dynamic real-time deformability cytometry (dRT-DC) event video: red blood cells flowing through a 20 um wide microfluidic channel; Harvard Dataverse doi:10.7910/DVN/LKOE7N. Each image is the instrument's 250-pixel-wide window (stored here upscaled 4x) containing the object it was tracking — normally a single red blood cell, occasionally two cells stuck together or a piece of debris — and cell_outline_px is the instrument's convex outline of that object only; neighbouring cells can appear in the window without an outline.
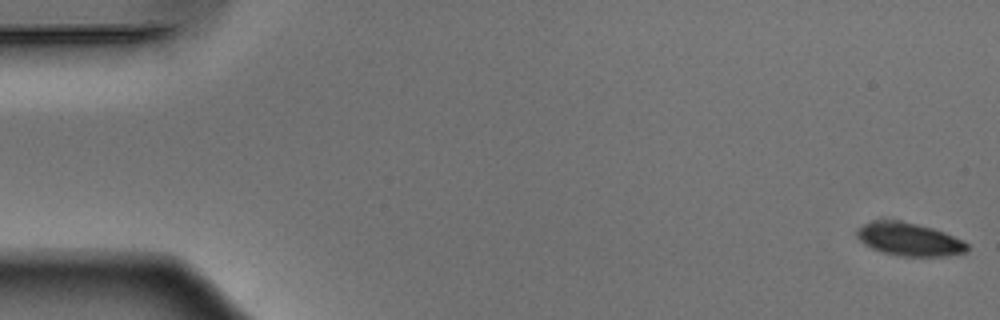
{"species": "Egyptian fruit bat (a non-hibernating species)", "species_latin": "Rousettus aegyptiacus", "temperature_condition": "warm", "stored_images_in_passage": 52, "camera_frame_rate_fps": 3000, "um_per_image_px": 0.085, "animal": {"sex": "male"}, "frame": {"image": 1, "passage_image": 1, "time_ms": 0.0, "image_size_px": [1000, 320], "cell_outline_px": [[968, 252], [944, 256], [900, 256], [880, 252], [864, 244], [856, 236], [856, 228], [864, 224], [892, 220], [916, 224], [932, 228], [944, 232], [964, 240], [968, 244]], "centroid_in_image_um": [77.31, 20.37], "position_along_channel_um": 7.7, "area_um2": 21.04}}
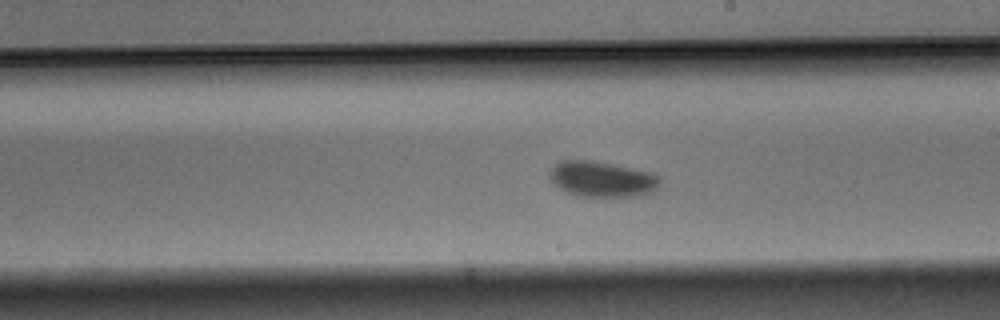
{"frame": {"image": 2, "passage_image": 30, "time_ms": 9.667, "image_size_px": [1000, 320], "cell_outline_px": [[660, 184], [652, 192], [636, 196], [580, 196], [568, 192], [560, 188], [548, 176], [548, 172], [560, 160], [592, 160], [616, 164], [652, 172], [660, 176]], "centroid_in_image_um": [51.2, 15.2], "position_along_channel_um": 237.8, "area_um2": 22.95}}
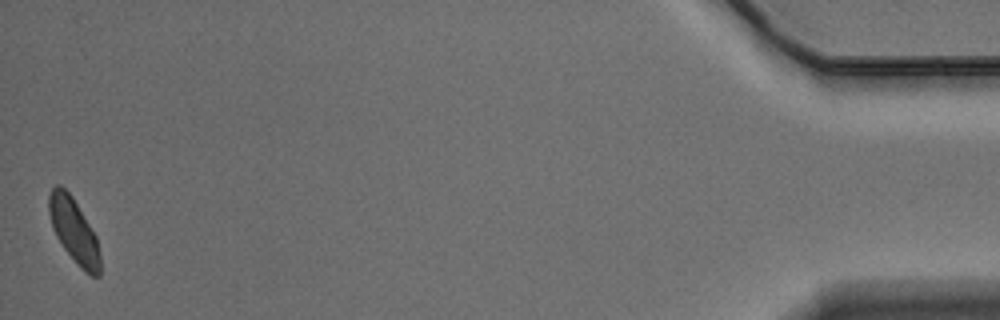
{"frame": {"image": 3, "passage_image": 52, "time_ms": 17.0, "image_size_px": [1000, 320], "cell_outline_px": [[100, 276], [92, 276], [84, 272], [76, 264], [64, 248], [56, 236], [52, 228], [48, 212], [48, 196], [52, 188], [56, 184], [60, 184], [72, 196], [96, 236], [100, 256]], "centroid_in_image_um": [6.26, 19.61], "position_along_channel_um": 428.9, "area_um2": 19.25}, "authors_computed_cell_mechanics": {"area_um2": 21.7906, "velocity_mm_per_s": 3.8695, "shape_relaxation_time_tau1_ms": 2.4734, "shape_relaxation_time_tau2_ms": null, "deformation_change_tau1": 0.0644, "deformation_change_tau2": null}}